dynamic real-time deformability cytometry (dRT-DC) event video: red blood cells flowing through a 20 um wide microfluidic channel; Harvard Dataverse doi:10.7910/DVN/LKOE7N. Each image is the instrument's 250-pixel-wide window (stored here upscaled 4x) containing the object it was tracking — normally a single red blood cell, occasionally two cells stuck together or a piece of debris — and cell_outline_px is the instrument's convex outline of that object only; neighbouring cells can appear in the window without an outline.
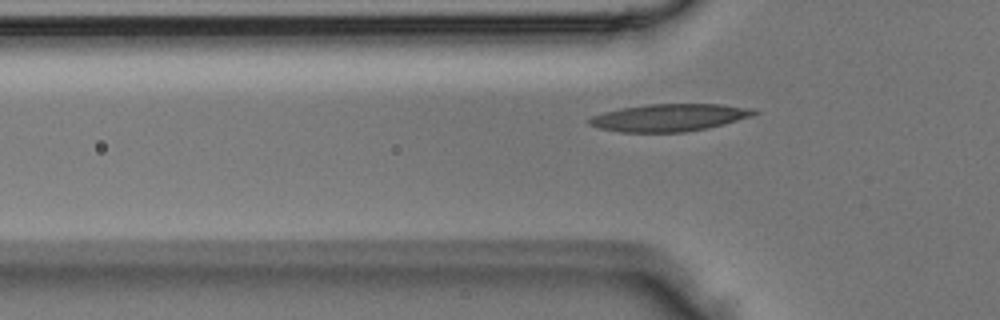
{"species": "Egyptian fruit bat (a non-hibernating species)", "species_latin": "Rousettus aegyptiacus", "temperature_condition": "room temperature", "stored_images_in_passage": 4, "camera_frame_rate_fps": 3000, "um_per_image_px": 0.085, "animal": {"sex": "male"}, "frame": {"image": 1, "passage_image": 4, "time_ms": 1.0, "image_size_px": [1000, 320], "cell_outline_px": [[760, 112], [752, 116], [724, 124], [708, 128], [684, 132], [620, 132], [600, 128], [588, 124], [588, 120], [592, 116], [604, 112], [620, 108], [648, 104], [720, 104], [752, 108]], "centroid_in_image_um": [56.9, 9.99], "position_along_channel_um": 68.9, "area_um2": 26.3}}